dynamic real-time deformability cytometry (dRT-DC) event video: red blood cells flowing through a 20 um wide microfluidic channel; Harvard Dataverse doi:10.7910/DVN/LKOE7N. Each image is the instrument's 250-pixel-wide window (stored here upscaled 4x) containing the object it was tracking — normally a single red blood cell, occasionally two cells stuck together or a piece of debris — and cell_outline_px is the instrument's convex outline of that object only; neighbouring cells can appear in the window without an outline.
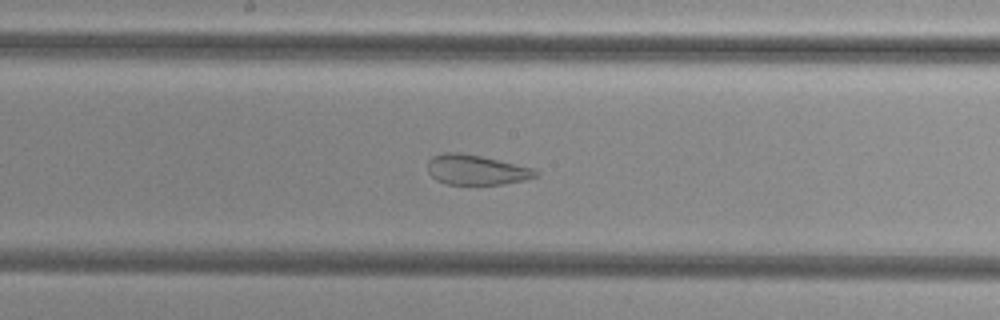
{"species": "common noctule bat (a hibernating species)", "species_latin": "Nyctalus noctula", "temperature_condition": "cold", "stored_images_in_passage": 52, "camera_frame_rate_fps": 3000, "um_per_image_px": 0.085, "animal": {"sex": "female", "body_mass_g": 29.2, "forearm_length_mm": 56.3}, "frame": {"image": 1, "passage_image": 26, "time_ms": 8.333, "image_size_px": [1000, 320], "cell_outline_px": [[540, 172], [536, 176], [524, 180], [504, 184], [444, 184], [436, 180], [428, 172], [428, 160], [432, 156], [444, 152], [460, 152], [480, 156], [532, 168]], "centroid_in_image_um": [40.44, 14.43], "position_along_channel_um": 207.8, "area_um2": 18.79}}
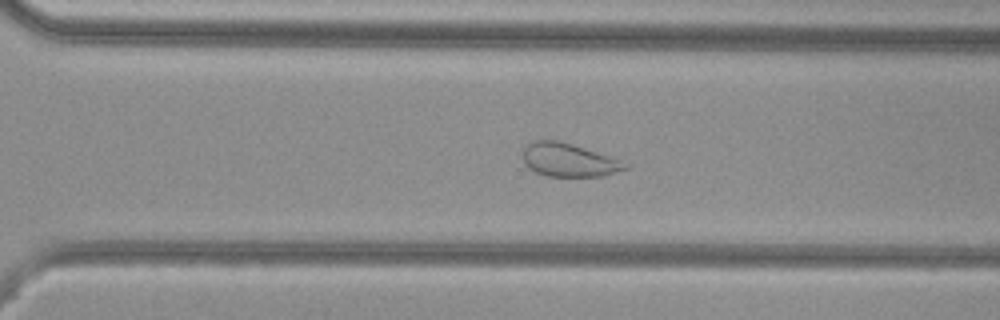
{"frame": {"image": 2, "passage_image": 35, "time_ms": 11.333, "image_size_px": [1000, 320], "cell_outline_px": [[628, 168], [604, 176], [548, 176], [536, 172], [528, 168], [524, 164], [524, 148], [532, 140], [556, 140], [572, 144], [620, 160], [628, 164]], "centroid_in_image_um": [48.32, 13.6], "position_along_channel_um": 322.3, "area_um2": 19.65}}
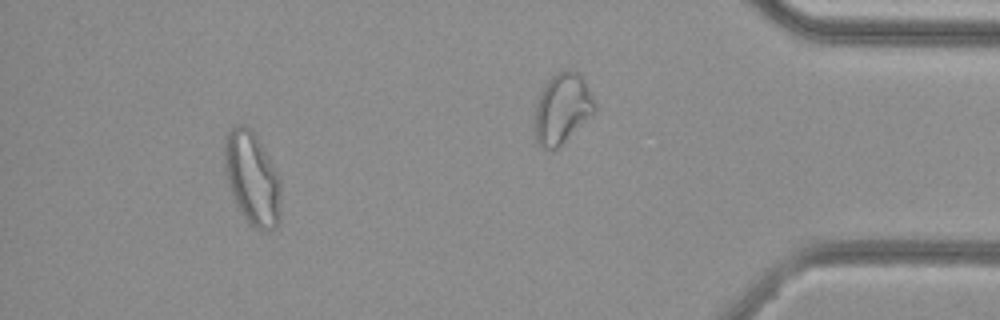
{"frame": {"image": 3, "passage_image": 47, "time_ms": 15.333, "image_size_px": [1000, 320], "cell_outline_px": [[280, 220], [276, 228], [268, 232], [260, 232], [252, 228], [240, 212], [236, 204], [224, 176], [224, 140], [228, 132], [232, 128], [240, 124], [244, 124], [260, 140], [280, 180]], "centroid_in_image_um": [21.42, 15.23], "position_along_channel_um": 413.8, "area_um2": 31.1}, "authors_computed_cell_mechanics": {"area_um2": 27.5417, "velocity_mm_per_s": 3.8366, "shape_relaxation_time_tau1_ms": null, "shape_relaxation_time_tau2_ms": 1.1206, "deformation_change_tau1": null, "deformation_change_tau2": 0.0759}}